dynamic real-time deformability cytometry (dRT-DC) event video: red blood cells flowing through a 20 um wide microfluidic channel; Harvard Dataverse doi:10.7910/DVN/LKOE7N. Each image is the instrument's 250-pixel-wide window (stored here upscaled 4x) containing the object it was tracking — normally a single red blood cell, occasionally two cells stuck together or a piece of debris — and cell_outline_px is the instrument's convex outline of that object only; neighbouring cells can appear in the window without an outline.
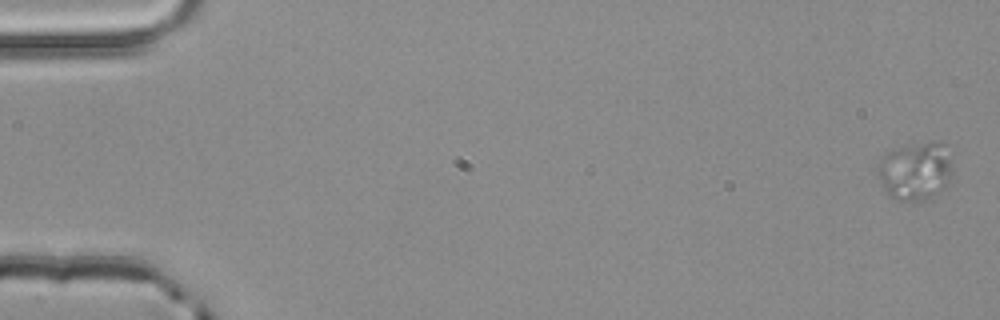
{"species": "common noctule bat (a hibernating species)", "species_latin": "Nyctalus noctula", "temperature_condition": "room temperature", "stored_images_in_passage": 4, "segment_of_instrument_passage": [1, 2], "camera_frame_rate_fps": 3000, "um_per_image_px": 0.085, "animal": {"sex": "male", "body_mass_g": 20.4}, "frame": {"image": 1, "passage_image": 1, "time_ms": 0.0, "image_size_px": [1000, 320], "cell_outline_px": [[952, 168], [944, 184], [936, 192], [924, 200], [896, 200], [888, 192], [880, 180], [876, 172], [876, 168], [884, 152], [892, 148], [924, 144], [940, 144]], "centroid_in_image_um": [77.67, 14.55], "position_along_channel_um": 7.3, "area_um2": 23.81}}
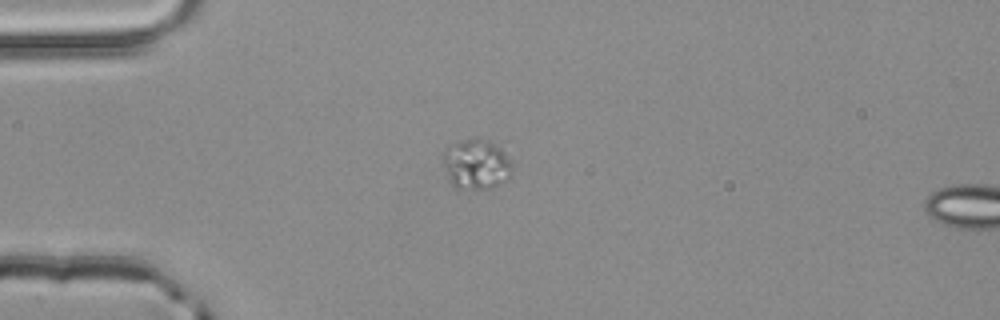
{"frame": {"image": 2, "passage_image": 3, "time_ms": 0.667, "image_size_px": [1000, 320], "cell_outline_px": [[512, 176], [496, 188], [456, 188], [448, 180], [440, 156], [444, 148], [448, 144], [472, 136], [492, 140], [512, 160]], "centroid_in_image_um": [40.46, 13.91], "position_along_channel_um": 44.5, "area_um2": 21.21}}